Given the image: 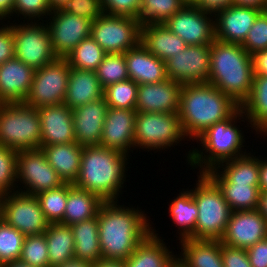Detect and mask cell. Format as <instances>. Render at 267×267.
Here are the masks:
<instances>
[{"label": "cell", "mask_w": 267, "mask_h": 267, "mask_svg": "<svg viewBox=\"0 0 267 267\" xmlns=\"http://www.w3.org/2000/svg\"><path fill=\"white\" fill-rule=\"evenodd\" d=\"M104 201L98 212V234L104 259L125 261L150 233L149 219L141 210Z\"/></svg>", "instance_id": "cell-1"}, {"label": "cell", "mask_w": 267, "mask_h": 267, "mask_svg": "<svg viewBox=\"0 0 267 267\" xmlns=\"http://www.w3.org/2000/svg\"><path fill=\"white\" fill-rule=\"evenodd\" d=\"M240 105L212 84L182 85L179 118L186 138H197L210 126L231 117Z\"/></svg>", "instance_id": "cell-2"}, {"label": "cell", "mask_w": 267, "mask_h": 267, "mask_svg": "<svg viewBox=\"0 0 267 267\" xmlns=\"http://www.w3.org/2000/svg\"><path fill=\"white\" fill-rule=\"evenodd\" d=\"M128 155L101 145H85L76 187L97 194L103 201H118L126 179Z\"/></svg>", "instance_id": "cell-3"}, {"label": "cell", "mask_w": 267, "mask_h": 267, "mask_svg": "<svg viewBox=\"0 0 267 267\" xmlns=\"http://www.w3.org/2000/svg\"><path fill=\"white\" fill-rule=\"evenodd\" d=\"M253 80L252 56L241 44L215 39L211 44L208 83L241 106L250 95Z\"/></svg>", "instance_id": "cell-4"}, {"label": "cell", "mask_w": 267, "mask_h": 267, "mask_svg": "<svg viewBox=\"0 0 267 267\" xmlns=\"http://www.w3.org/2000/svg\"><path fill=\"white\" fill-rule=\"evenodd\" d=\"M244 116L239 108L231 117L208 127L197 140L202 144L203 151L206 150L205 153L209 152V155L198 149L189 151L188 164L190 163L192 167L200 166V173H207L221 163L246 155V152L241 151L245 142L242 130L235 125L236 120H240V117L244 119Z\"/></svg>", "instance_id": "cell-5"}, {"label": "cell", "mask_w": 267, "mask_h": 267, "mask_svg": "<svg viewBox=\"0 0 267 267\" xmlns=\"http://www.w3.org/2000/svg\"><path fill=\"white\" fill-rule=\"evenodd\" d=\"M197 182L191 189L198 208L195 239L220 240L233 211L220 188L206 173H200Z\"/></svg>", "instance_id": "cell-6"}, {"label": "cell", "mask_w": 267, "mask_h": 267, "mask_svg": "<svg viewBox=\"0 0 267 267\" xmlns=\"http://www.w3.org/2000/svg\"><path fill=\"white\" fill-rule=\"evenodd\" d=\"M38 108L24 102L0 103V144L16 151L40 149Z\"/></svg>", "instance_id": "cell-7"}, {"label": "cell", "mask_w": 267, "mask_h": 267, "mask_svg": "<svg viewBox=\"0 0 267 267\" xmlns=\"http://www.w3.org/2000/svg\"><path fill=\"white\" fill-rule=\"evenodd\" d=\"M183 138L185 134L178 113L137 112L135 148L165 149L184 140Z\"/></svg>", "instance_id": "cell-8"}, {"label": "cell", "mask_w": 267, "mask_h": 267, "mask_svg": "<svg viewBox=\"0 0 267 267\" xmlns=\"http://www.w3.org/2000/svg\"><path fill=\"white\" fill-rule=\"evenodd\" d=\"M91 37L107 53H125L140 43L141 24L128 16L103 13L92 22Z\"/></svg>", "instance_id": "cell-9"}, {"label": "cell", "mask_w": 267, "mask_h": 267, "mask_svg": "<svg viewBox=\"0 0 267 267\" xmlns=\"http://www.w3.org/2000/svg\"><path fill=\"white\" fill-rule=\"evenodd\" d=\"M71 67L65 58L35 70L31 88L24 103L35 108L64 103Z\"/></svg>", "instance_id": "cell-10"}, {"label": "cell", "mask_w": 267, "mask_h": 267, "mask_svg": "<svg viewBox=\"0 0 267 267\" xmlns=\"http://www.w3.org/2000/svg\"><path fill=\"white\" fill-rule=\"evenodd\" d=\"M26 23L11 25L14 36L15 57L37 70L54 62L58 57L53 51L47 25L32 21Z\"/></svg>", "instance_id": "cell-11"}, {"label": "cell", "mask_w": 267, "mask_h": 267, "mask_svg": "<svg viewBox=\"0 0 267 267\" xmlns=\"http://www.w3.org/2000/svg\"><path fill=\"white\" fill-rule=\"evenodd\" d=\"M2 219L24 236L42 234L50 224L34 195L13 192L0 197Z\"/></svg>", "instance_id": "cell-12"}, {"label": "cell", "mask_w": 267, "mask_h": 267, "mask_svg": "<svg viewBox=\"0 0 267 267\" xmlns=\"http://www.w3.org/2000/svg\"><path fill=\"white\" fill-rule=\"evenodd\" d=\"M17 179L25 185L23 189H26L20 188L21 191L17 192L34 196L64 184L41 149L18 152Z\"/></svg>", "instance_id": "cell-13"}, {"label": "cell", "mask_w": 267, "mask_h": 267, "mask_svg": "<svg viewBox=\"0 0 267 267\" xmlns=\"http://www.w3.org/2000/svg\"><path fill=\"white\" fill-rule=\"evenodd\" d=\"M209 15L215 17L189 2L164 25L187 45H211L215 40V18Z\"/></svg>", "instance_id": "cell-14"}, {"label": "cell", "mask_w": 267, "mask_h": 267, "mask_svg": "<svg viewBox=\"0 0 267 267\" xmlns=\"http://www.w3.org/2000/svg\"><path fill=\"white\" fill-rule=\"evenodd\" d=\"M211 45H187L165 61L167 77L182 85L208 82Z\"/></svg>", "instance_id": "cell-15"}, {"label": "cell", "mask_w": 267, "mask_h": 267, "mask_svg": "<svg viewBox=\"0 0 267 267\" xmlns=\"http://www.w3.org/2000/svg\"><path fill=\"white\" fill-rule=\"evenodd\" d=\"M47 27L51 44L58 58L66 56L84 39L91 36L92 22L88 18L72 15L62 9L53 10Z\"/></svg>", "instance_id": "cell-16"}, {"label": "cell", "mask_w": 267, "mask_h": 267, "mask_svg": "<svg viewBox=\"0 0 267 267\" xmlns=\"http://www.w3.org/2000/svg\"><path fill=\"white\" fill-rule=\"evenodd\" d=\"M267 238V221L258 210L233 211L225 233L220 239L224 245L248 249Z\"/></svg>", "instance_id": "cell-17"}, {"label": "cell", "mask_w": 267, "mask_h": 267, "mask_svg": "<svg viewBox=\"0 0 267 267\" xmlns=\"http://www.w3.org/2000/svg\"><path fill=\"white\" fill-rule=\"evenodd\" d=\"M136 114L135 109L108 107L99 145L128 155V150L135 148Z\"/></svg>", "instance_id": "cell-18"}, {"label": "cell", "mask_w": 267, "mask_h": 267, "mask_svg": "<svg viewBox=\"0 0 267 267\" xmlns=\"http://www.w3.org/2000/svg\"><path fill=\"white\" fill-rule=\"evenodd\" d=\"M182 84L169 78L138 85L136 112L178 113Z\"/></svg>", "instance_id": "cell-19"}, {"label": "cell", "mask_w": 267, "mask_h": 267, "mask_svg": "<svg viewBox=\"0 0 267 267\" xmlns=\"http://www.w3.org/2000/svg\"><path fill=\"white\" fill-rule=\"evenodd\" d=\"M41 127L40 148L76 142L72 109L64 103L38 108Z\"/></svg>", "instance_id": "cell-20"}, {"label": "cell", "mask_w": 267, "mask_h": 267, "mask_svg": "<svg viewBox=\"0 0 267 267\" xmlns=\"http://www.w3.org/2000/svg\"><path fill=\"white\" fill-rule=\"evenodd\" d=\"M262 10L231 5L215 15V39L242 44ZM217 17V18H216Z\"/></svg>", "instance_id": "cell-21"}, {"label": "cell", "mask_w": 267, "mask_h": 267, "mask_svg": "<svg viewBox=\"0 0 267 267\" xmlns=\"http://www.w3.org/2000/svg\"><path fill=\"white\" fill-rule=\"evenodd\" d=\"M108 105L104 97L72 109L75 141L77 144L99 145Z\"/></svg>", "instance_id": "cell-22"}, {"label": "cell", "mask_w": 267, "mask_h": 267, "mask_svg": "<svg viewBox=\"0 0 267 267\" xmlns=\"http://www.w3.org/2000/svg\"><path fill=\"white\" fill-rule=\"evenodd\" d=\"M35 70L16 57L0 65V103L24 102Z\"/></svg>", "instance_id": "cell-23"}, {"label": "cell", "mask_w": 267, "mask_h": 267, "mask_svg": "<svg viewBox=\"0 0 267 267\" xmlns=\"http://www.w3.org/2000/svg\"><path fill=\"white\" fill-rule=\"evenodd\" d=\"M129 79L141 84H153L166 80L165 61L151 54L140 42L124 53Z\"/></svg>", "instance_id": "cell-24"}, {"label": "cell", "mask_w": 267, "mask_h": 267, "mask_svg": "<svg viewBox=\"0 0 267 267\" xmlns=\"http://www.w3.org/2000/svg\"><path fill=\"white\" fill-rule=\"evenodd\" d=\"M180 242L181 256L176 258L177 267H224L220 240L185 238Z\"/></svg>", "instance_id": "cell-25"}, {"label": "cell", "mask_w": 267, "mask_h": 267, "mask_svg": "<svg viewBox=\"0 0 267 267\" xmlns=\"http://www.w3.org/2000/svg\"><path fill=\"white\" fill-rule=\"evenodd\" d=\"M154 229L124 261L125 267H177L176 255L167 249Z\"/></svg>", "instance_id": "cell-26"}, {"label": "cell", "mask_w": 267, "mask_h": 267, "mask_svg": "<svg viewBox=\"0 0 267 267\" xmlns=\"http://www.w3.org/2000/svg\"><path fill=\"white\" fill-rule=\"evenodd\" d=\"M96 71L71 68L64 104L70 109L103 98Z\"/></svg>", "instance_id": "cell-27"}, {"label": "cell", "mask_w": 267, "mask_h": 267, "mask_svg": "<svg viewBox=\"0 0 267 267\" xmlns=\"http://www.w3.org/2000/svg\"><path fill=\"white\" fill-rule=\"evenodd\" d=\"M142 45L162 61L168 60L186 48L184 40L171 32L164 24L141 25Z\"/></svg>", "instance_id": "cell-28"}, {"label": "cell", "mask_w": 267, "mask_h": 267, "mask_svg": "<svg viewBox=\"0 0 267 267\" xmlns=\"http://www.w3.org/2000/svg\"><path fill=\"white\" fill-rule=\"evenodd\" d=\"M49 164L64 183H74L78 177L83 146L76 142L53 144L40 148Z\"/></svg>", "instance_id": "cell-29"}, {"label": "cell", "mask_w": 267, "mask_h": 267, "mask_svg": "<svg viewBox=\"0 0 267 267\" xmlns=\"http://www.w3.org/2000/svg\"><path fill=\"white\" fill-rule=\"evenodd\" d=\"M224 163L206 173L214 182L259 183V159L256 156L247 153Z\"/></svg>", "instance_id": "cell-30"}, {"label": "cell", "mask_w": 267, "mask_h": 267, "mask_svg": "<svg viewBox=\"0 0 267 267\" xmlns=\"http://www.w3.org/2000/svg\"><path fill=\"white\" fill-rule=\"evenodd\" d=\"M74 237V258L95 264L102 257L97 215L70 225Z\"/></svg>", "instance_id": "cell-31"}, {"label": "cell", "mask_w": 267, "mask_h": 267, "mask_svg": "<svg viewBox=\"0 0 267 267\" xmlns=\"http://www.w3.org/2000/svg\"><path fill=\"white\" fill-rule=\"evenodd\" d=\"M103 202L97 194L88 192L73 184L68 190L66 207L61 223L70 226L95 217Z\"/></svg>", "instance_id": "cell-32"}, {"label": "cell", "mask_w": 267, "mask_h": 267, "mask_svg": "<svg viewBox=\"0 0 267 267\" xmlns=\"http://www.w3.org/2000/svg\"><path fill=\"white\" fill-rule=\"evenodd\" d=\"M240 108L256 133L267 135V76L254 75L250 95Z\"/></svg>", "instance_id": "cell-33"}, {"label": "cell", "mask_w": 267, "mask_h": 267, "mask_svg": "<svg viewBox=\"0 0 267 267\" xmlns=\"http://www.w3.org/2000/svg\"><path fill=\"white\" fill-rule=\"evenodd\" d=\"M44 234L48 247L49 267H57L74 258V237L69 225L50 223Z\"/></svg>", "instance_id": "cell-34"}, {"label": "cell", "mask_w": 267, "mask_h": 267, "mask_svg": "<svg viewBox=\"0 0 267 267\" xmlns=\"http://www.w3.org/2000/svg\"><path fill=\"white\" fill-rule=\"evenodd\" d=\"M169 215L173 223L180 230V238L195 239V225L198 217V208L192 196L191 190L181 191L173 202L170 203Z\"/></svg>", "instance_id": "cell-35"}, {"label": "cell", "mask_w": 267, "mask_h": 267, "mask_svg": "<svg viewBox=\"0 0 267 267\" xmlns=\"http://www.w3.org/2000/svg\"><path fill=\"white\" fill-rule=\"evenodd\" d=\"M232 211L257 210L259 183L215 182Z\"/></svg>", "instance_id": "cell-36"}, {"label": "cell", "mask_w": 267, "mask_h": 267, "mask_svg": "<svg viewBox=\"0 0 267 267\" xmlns=\"http://www.w3.org/2000/svg\"><path fill=\"white\" fill-rule=\"evenodd\" d=\"M189 0H140L138 20L143 24H164Z\"/></svg>", "instance_id": "cell-37"}, {"label": "cell", "mask_w": 267, "mask_h": 267, "mask_svg": "<svg viewBox=\"0 0 267 267\" xmlns=\"http://www.w3.org/2000/svg\"><path fill=\"white\" fill-rule=\"evenodd\" d=\"M107 53L90 36L82 40L67 56L71 68L96 71Z\"/></svg>", "instance_id": "cell-38"}, {"label": "cell", "mask_w": 267, "mask_h": 267, "mask_svg": "<svg viewBox=\"0 0 267 267\" xmlns=\"http://www.w3.org/2000/svg\"><path fill=\"white\" fill-rule=\"evenodd\" d=\"M72 185V183H64L57 188L35 195L49 223H61L63 221L68 190Z\"/></svg>", "instance_id": "cell-39"}, {"label": "cell", "mask_w": 267, "mask_h": 267, "mask_svg": "<svg viewBox=\"0 0 267 267\" xmlns=\"http://www.w3.org/2000/svg\"><path fill=\"white\" fill-rule=\"evenodd\" d=\"M138 84L131 79L111 84L104 88L103 97L108 107L135 109Z\"/></svg>", "instance_id": "cell-40"}, {"label": "cell", "mask_w": 267, "mask_h": 267, "mask_svg": "<svg viewBox=\"0 0 267 267\" xmlns=\"http://www.w3.org/2000/svg\"><path fill=\"white\" fill-rule=\"evenodd\" d=\"M103 89L111 84L129 79L124 53L106 54L96 70Z\"/></svg>", "instance_id": "cell-41"}, {"label": "cell", "mask_w": 267, "mask_h": 267, "mask_svg": "<svg viewBox=\"0 0 267 267\" xmlns=\"http://www.w3.org/2000/svg\"><path fill=\"white\" fill-rule=\"evenodd\" d=\"M25 236L3 219L0 220V265L18 261Z\"/></svg>", "instance_id": "cell-42"}, {"label": "cell", "mask_w": 267, "mask_h": 267, "mask_svg": "<svg viewBox=\"0 0 267 267\" xmlns=\"http://www.w3.org/2000/svg\"><path fill=\"white\" fill-rule=\"evenodd\" d=\"M45 234L25 236L19 261L33 267H49Z\"/></svg>", "instance_id": "cell-43"}, {"label": "cell", "mask_w": 267, "mask_h": 267, "mask_svg": "<svg viewBox=\"0 0 267 267\" xmlns=\"http://www.w3.org/2000/svg\"><path fill=\"white\" fill-rule=\"evenodd\" d=\"M17 155L18 151L0 144V197L18 191L14 190V187L18 188L15 186L17 184Z\"/></svg>", "instance_id": "cell-44"}, {"label": "cell", "mask_w": 267, "mask_h": 267, "mask_svg": "<svg viewBox=\"0 0 267 267\" xmlns=\"http://www.w3.org/2000/svg\"><path fill=\"white\" fill-rule=\"evenodd\" d=\"M241 46L250 55L267 49V11L257 16Z\"/></svg>", "instance_id": "cell-45"}, {"label": "cell", "mask_w": 267, "mask_h": 267, "mask_svg": "<svg viewBox=\"0 0 267 267\" xmlns=\"http://www.w3.org/2000/svg\"><path fill=\"white\" fill-rule=\"evenodd\" d=\"M13 13H18V17L20 14L24 16V19H29V21L34 19L35 22L36 18L40 20L46 14L50 16L52 9L48 0H15Z\"/></svg>", "instance_id": "cell-46"}, {"label": "cell", "mask_w": 267, "mask_h": 267, "mask_svg": "<svg viewBox=\"0 0 267 267\" xmlns=\"http://www.w3.org/2000/svg\"><path fill=\"white\" fill-rule=\"evenodd\" d=\"M62 10L72 15L88 18L91 21L96 20L104 13L101 0H70Z\"/></svg>", "instance_id": "cell-47"}, {"label": "cell", "mask_w": 267, "mask_h": 267, "mask_svg": "<svg viewBox=\"0 0 267 267\" xmlns=\"http://www.w3.org/2000/svg\"><path fill=\"white\" fill-rule=\"evenodd\" d=\"M101 4L105 14L138 19L140 0H101Z\"/></svg>", "instance_id": "cell-48"}, {"label": "cell", "mask_w": 267, "mask_h": 267, "mask_svg": "<svg viewBox=\"0 0 267 267\" xmlns=\"http://www.w3.org/2000/svg\"><path fill=\"white\" fill-rule=\"evenodd\" d=\"M221 254L224 267H252L246 249L221 243Z\"/></svg>", "instance_id": "cell-49"}, {"label": "cell", "mask_w": 267, "mask_h": 267, "mask_svg": "<svg viewBox=\"0 0 267 267\" xmlns=\"http://www.w3.org/2000/svg\"><path fill=\"white\" fill-rule=\"evenodd\" d=\"M15 57L13 28L11 25L0 27V65Z\"/></svg>", "instance_id": "cell-50"}, {"label": "cell", "mask_w": 267, "mask_h": 267, "mask_svg": "<svg viewBox=\"0 0 267 267\" xmlns=\"http://www.w3.org/2000/svg\"><path fill=\"white\" fill-rule=\"evenodd\" d=\"M252 267H267V238L246 249Z\"/></svg>", "instance_id": "cell-51"}, {"label": "cell", "mask_w": 267, "mask_h": 267, "mask_svg": "<svg viewBox=\"0 0 267 267\" xmlns=\"http://www.w3.org/2000/svg\"><path fill=\"white\" fill-rule=\"evenodd\" d=\"M191 2L202 11L209 14L213 13L214 16L232 5V0H192Z\"/></svg>", "instance_id": "cell-52"}, {"label": "cell", "mask_w": 267, "mask_h": 267, "mask_svg": "<svg viewBox=\"0 0 267 267\" xmlns=\"http://www.w3.org/2000/svg\"><path fill=\"white\" fill-rule=\"evenodd\" d=\"M251 56L254 75L267 76V49L258 51Z\"/></svg>", "instance_id": "cell-53"}, {"label": "cell", "mask_w": 267, "mask_h": 267, "mask_svg": "<svg viewBox=\"0 0 267 267\" xmlns=\"http://www.w3.org/2000/svg\"><path fill=\"white\" fill-rule=\"evenodd\" d=\"M232 4L267 11V0H232Z\"/></svg>", "instance_id": "cell-54"}, {"label": "cell", "mask_w": 267, "mask_h": 267, "mask_svg": "<svg viewBox=\"0 0 267 267\" xmlns=\"http://www.w3.org/2000/svg\"><path fill=\"white\" fill-rule=\"evenodd\" d=\"M259 190L267 191V160L259 159Z\"/></svg>", "instance_id": "cell-55"}, {"label": "cell", "mask_w": 267, "mask_h": 267, "mask_svg": "<svg viewBox=\"0 0 267 267\" xmlns=\"http://www.w3.org/2000/svg\"><path fill=\"white\" fill-rule=\"evenodd\" d=\"M15 0H0V20L12 16Z\"/></svg>", "instance_id": "cell-56"}, {"label": "cell", "mask_w": 267, "mask_h": 267, "mask_svg": "<svg viewBox=\"0 0 267 267\" xmlns=\"http://www.w3.org/2000/svg\"><path fill=\"white\" fill-rule=\"evenodd\" d=\"M93 267H125V262L122 260L101 258Z\"/></svg>", "instance_id": "cell-57"}, {"label": "cell", "mask_w": 267, "mask_h": 267, "mask_svg": "<svg viewBox=\"0 0 267 267\" xmlns=\"http://www.w3.org/2000/svg\"><path fill=\"white\" fill-rule=\"evenodd\" d=\"M257 210L267 221V191H260Z\"/></svg>", "instance_id": "cell-58"}, {"label": "cell", "mask_w": 267, "mask_h": 267, "mask_svg": "<svg viewBox=\"0 0 267 267\" xmlns=\"http://www.w3.org/2000/svg\"><path fill=\"white\" fill-rule=\"evenodd\" d=\"M93 266L94 264L92 263H88L86 261L73 258L71 260L64 262L62 265H59L57 267H93Z\"/></svg>", "instance_id": "cell-59"}, {"label": "cell", "mask_w": 267, "mask_h": 267, "mask_svg": "<svg viewBox=\"0 0 267 267\" xmlns=\"http://www.w3.org/2000/svg\"><path fill=\"white\" fill-rule=\"evenodd\" d=\"M68 1L70 0H48L52 11L62 9Z\"/></svg>", "instance_id": "cell-60"}, {"label": "cell", "mask_w": 267, "mask_h": 267, "mask_svg": "<svg viewBox=\"0 0 267 267\" xmlns=\"http://www.w3.org/2000/svg\"><path fill=\"white\" fill-rule=\"evenodd\" d=\"M1 267H33V266L26 264V263H23V262L18 260V261L6 263L5 265H3Z\"/></svg>", "instance_id": "cell-61"}, {"label": "cell", "mask_w": 267, "mask_h": 267, "mask_svg": "<svg viewBox=\"0 0 267 267\" xmlns=\"http://www.w3.org/2000/svg\"><path fill=\"white\" fill-rule=\"evenodd\" d=\"M2 219L1 205H0V220Z\"/></svg>", "instance_id": "cell-62"}]
</instances>
